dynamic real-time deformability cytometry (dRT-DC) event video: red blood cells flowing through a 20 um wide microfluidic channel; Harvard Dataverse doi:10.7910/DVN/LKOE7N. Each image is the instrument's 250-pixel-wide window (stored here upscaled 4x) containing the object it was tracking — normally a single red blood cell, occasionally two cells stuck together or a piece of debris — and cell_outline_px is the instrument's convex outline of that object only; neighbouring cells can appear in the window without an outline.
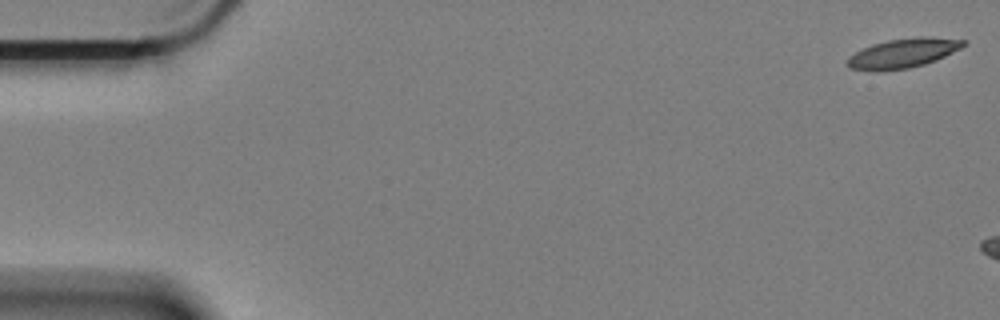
{"species": "Egyptian fruit bat (a non-hibernating species)", "species_latin": "Rousettus aegyptiacus", "temperature_condition": "cold", "stored_images_in_passage": 7, "camera_frame_rate_fps": 3000, "um_per_image_px": 0.085, "animal": {"sex": "female"}, "frame": {"image": 1, "passage_image": 1, "time_ms": 0.0, "image_size_px": [1000, 320], "cell_outline_px": [[968, 44], [936, 60], [924, 64], [908, 68], [876, 72], [848, 68], [844, 64], [848, 56], [872, 44], [888, 40], [916, 36], [924, 36], [968, 40]], "centroid_in_image_um": [76.73, 4.52], "position_along_channel_um": 8.3, "area_um2": 20.17}}